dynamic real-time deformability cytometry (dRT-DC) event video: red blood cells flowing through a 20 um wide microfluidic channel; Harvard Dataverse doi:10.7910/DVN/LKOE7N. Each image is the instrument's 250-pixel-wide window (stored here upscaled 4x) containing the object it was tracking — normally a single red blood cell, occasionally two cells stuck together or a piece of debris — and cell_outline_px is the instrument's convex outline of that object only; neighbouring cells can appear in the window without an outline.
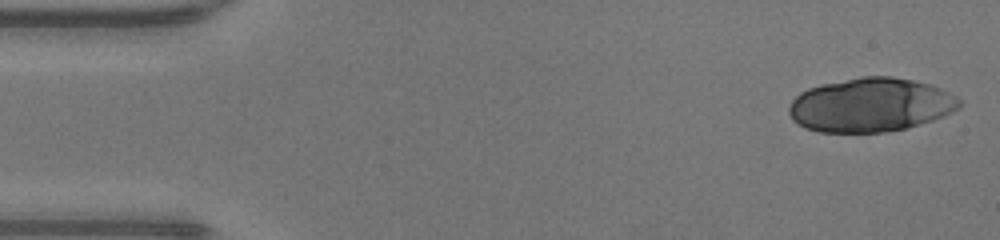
{"species": "human", "species_latin": "Homo sapiens", "temperature_condition": "warm", "stored_images_in_passage": 13, "camera_frame_rate_fps": 3000, "um_per_image_px": 0.085, "donor": {"sex": "male"}, "frame": {"image": 1, "passage_image": 1, "time_ms": 0.0, "image_size_px": [1000, 240], "cell_outline_px": [[960, 108], [944, 116], [908, 128], [888, 132], [820, 132], [804, 128], [796, 124], [792, 120], [788, 112], [788, 108], [792, 100], [800, 92], [808, 88], [824, 84], [860, 76], [892, 76], [912, 80], [928, 84], [940, 88], [956, 96], [960, 100]], "centroid_in_image_um": [73.98, 8.93], "position_along_channel_um": 11.0, "area_um2": 53.75}}
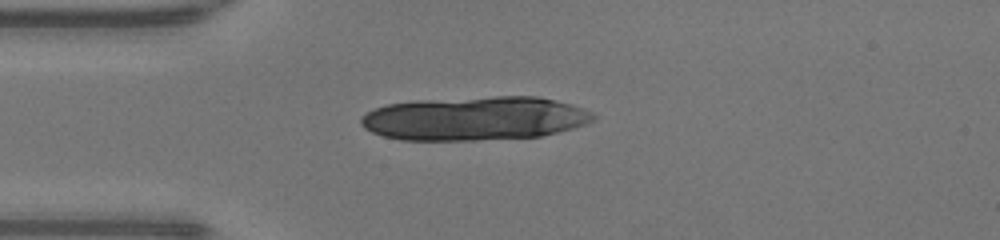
{"frame": {"image": 2, "passage_image": 11, "time_ms": 3.333, "image_size_px": [1000, 240], "cell_outline_px": [[596, 116], [592, 120], [584, 124], [572, 128], [540, 136], [476, 140], [400, 140], [384, 136], [372, 132], [364, 128], [360, 124], [360, 116], [376, 108], [388, 104], [416, 100], [496, 96], [536, 96], [556, 100], [572, 104], [584, 108], [592, 112]], "centroid_in_image_um": [40.33, 10.06], "position_along_channel_um": 44.7, "area_um2": 59.36}}